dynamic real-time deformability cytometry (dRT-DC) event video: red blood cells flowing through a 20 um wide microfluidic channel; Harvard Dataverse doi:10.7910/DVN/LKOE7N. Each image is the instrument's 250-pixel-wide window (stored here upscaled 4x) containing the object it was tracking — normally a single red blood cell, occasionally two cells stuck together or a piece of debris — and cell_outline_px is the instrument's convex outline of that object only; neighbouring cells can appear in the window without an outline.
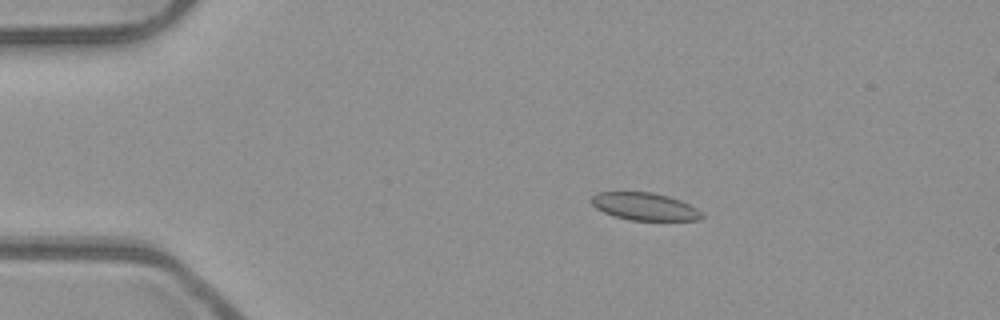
{"species": "common noctule bat (a hibernating species)", "species_latin": "Nyctalus noctula", "temperature_condition": "room temperature", "stored_images_in_passage": 44, "camera_frame_rate_fps": 3000, "um_per_image_px": 0.085, "animal": {"sex": "male", "body_mass_g": 23.1, "forearm_length_mm": 52.7}, "frame": {"image": 1, "passage_image": 1, "time_ms": 0.0, "image_size_px": [1000, 320], "cell_outline_px": [[704, 216], [700, 220], [628, 220], [612, 216], [596, 208], [588, 200], [596, 192], [652, 192], [668, 196], [680, 200], [704, 212]], "centroid_in_image_um": [54.78, 17.55], "position_along_channel_um": 30.2, "area_um2": 17.92}}
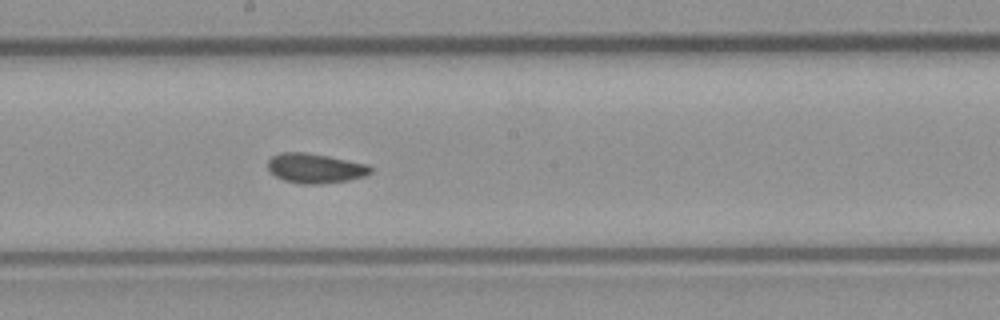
{"frame": {"image": 2, "passage_image": 20, "time_ms": 6.333, "image_size_px": [1000, 320], "cell_outline_px": [[372, 172], [368, 176], [348, 180], [320, 184], [300, 184], [284, 180], [268, 172], [268, 160], [272, 156], [280, 152], [304, 152], [328, 156], [368, 164], [372, 168]], "centroid_in_image_um": [26.79, 14.3], "position_along_channel_um": 221.4, "area_um2": 17.98}}
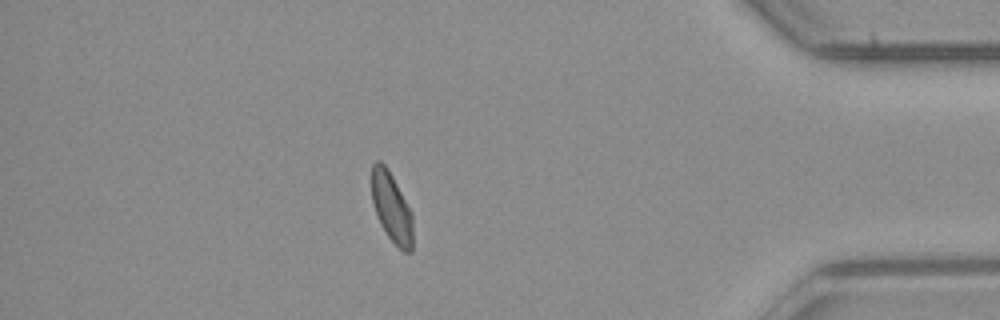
{"frame": {"image": 3, "passage_image": 37, "time_ms": 12.0, "image_size_px": [1000, 320], "cell_outline_px": [[412, 252], [404, 252], [388, 236], [380, 224], [376, 216], [372, 200], [372, 164], [376, 160], [380, 160], [388, 168], [412, 212]], "centroid_in_image_um": [33.28, 17.61], "position_along_channel_um": 401.9, "area_um2": 16.7}, "authors_computed_cell_mechanics": {"area_um2": 17.629, "velocity_mm_per_s": 3.9264, "shape_relaxation_time_tau1_ms": null, "shape_relaxation_time_tau2_ms": 1.0447, "deformation_change_tau1": null, "deformation_change_tau2": 0.0731}}